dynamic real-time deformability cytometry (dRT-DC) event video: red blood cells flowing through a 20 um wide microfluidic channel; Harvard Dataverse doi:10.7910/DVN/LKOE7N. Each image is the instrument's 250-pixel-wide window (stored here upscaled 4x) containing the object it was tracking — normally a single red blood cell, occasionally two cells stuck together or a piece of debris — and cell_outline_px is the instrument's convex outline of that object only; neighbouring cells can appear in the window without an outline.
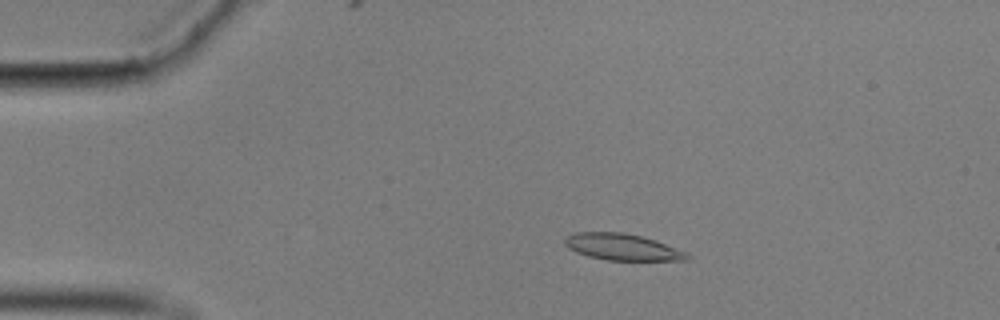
{"species": "common noctule bat (a hibernating species)", "species_latin": "Nyctalus noctula", "temperature_condition": "cold", "stored_images_in_passage": 57, "camera_frame_rate_fps": 3000, "um_per_image_px": 0.085, "animal": {"sex": "male", "body_mass_g": 17.9}, "frame": {"image": 1, "passage_image": 11, "time_ms": 3.333, "image_size_px": [1000, 320], "cell_outline_px": [[692, 260], [608, 260], [588, 256], [576, 252], [568, 248], [564, 244], [564, 236], [576, 232], [624, 232], [656, 240], [688, 252], [692, 256]], "centroid_in_image_um": [52.92, 20.99], "position_along_channel_um": 32.1, "area_um2": 19.13}}
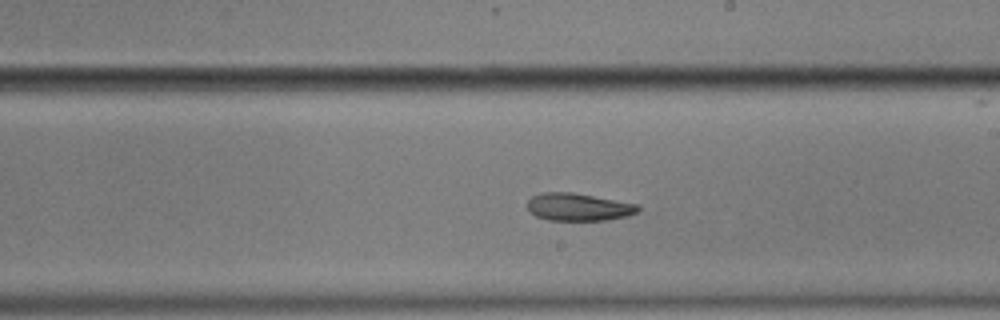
{"frame": {"image": 2, "passage_image": 33, "time_ms": 10.667, "image_size_px": [1000, 320], "cell_outline_px": [[640, 208], [636, 212], [628, 216], [604, 220], [548, 220], [536, 216], [528, 208], [528, 200], [532, 196], [540, 192], [572, 192], [640, 204]], "centroid_in_image_um": [49.18, 17.58], "position_along_channel_um": 239.8, "area_um2": 17.8}}
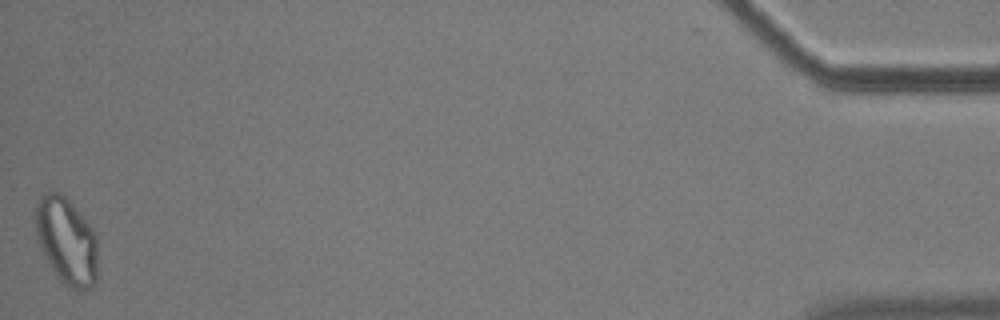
{"frame": {"image": 3, "passage_image": 57, "time_ms": 18.667, "image_size_px": [1000, 320], "cell_outline_px": [[96, 284], [88, 288], [68, 288], [60, 280], [52, 268], [40, 248], [36, 236], [36, 200], [44, 192], [52, 188], [56, 188], [72, 204], [92, 228], [96, 236]], "centroid_in_image_um": [5.62, 20.42], "position_along_channel_um": 429.6, "area_um2": 31.44}}